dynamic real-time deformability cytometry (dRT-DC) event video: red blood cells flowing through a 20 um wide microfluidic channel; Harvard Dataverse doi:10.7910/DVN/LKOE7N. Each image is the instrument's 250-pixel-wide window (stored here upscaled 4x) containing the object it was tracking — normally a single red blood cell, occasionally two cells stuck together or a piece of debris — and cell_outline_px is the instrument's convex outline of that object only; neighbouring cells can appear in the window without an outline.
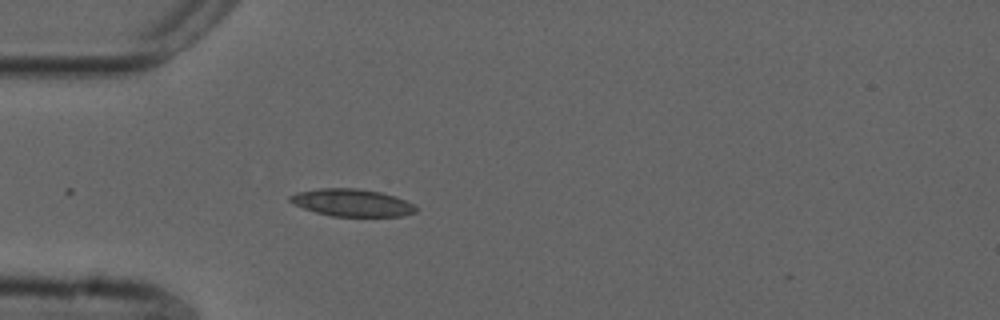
{"species": "common noctule bat (a hibernating species)", "species_latin": "Nyctalus noctula", "temperature_condition": "cold", "stored_images_in_passage": 5, "camera_frame_rate_fps": 3000, "um_per_image_px": 0.085, "animal": {"sex": "male", "forearm_length_mm": 52.5}, "frame": {"image": 1, "passage_image": 4, "time_ms": 1.0, "image_size_px": [1000, 320], "cell_outline_px": [[416, 212], [404, 216], [332, 216], [316, 212], [292, 204], [288, 200], [288, 196], [296, 192], [320, 188], [356, 188], [380, 192], [396, 196], [416, 204]], "centroid_in_image_um": [29.92, 17.22], "position_along_channel_um": 55.1, "area_um2": 20.23}}